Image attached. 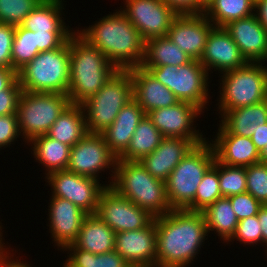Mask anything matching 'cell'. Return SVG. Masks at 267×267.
<instances>
[{
	"label": "cell",
	"mask_w": 267,
	"mask_h": 267,
	"mask_svg": "<svg viewBox=\"0 0 267 267\" xmlns=\"http://www.w3.org/2000/svg\"><path fill=\"white\" fill-rule=\"evenodd\" d=\"M122 11L146 42L167 35L177 14L163 0H126Z\"/></svg>",
	"instance_id": "obj_14"
},
{
	"label": "cell",
	"mask_w": 267,
	"mask_h": 267,
	"mask_svg": "<svg viewBox=\"0 0 267 267\" xmlns=\"http://www.w3.org/2000/svg\"><path fill=\"white\" fill-rule=\"evenodd\" d=\"M0 230H1V226H0ZM1 233H2V232H0V251H2L3 249H5V248H3V247H4V246L2 245L3 243L1 242V241H2Z\"/></svg>",
	"instance_id": "obj_53"
},
{
	"label": "cell",
	"mask_w": 267,
	"mask_h": 267,
	"mask_svg": "<svg viewBox=\"0 0 267 267\" xmlns=\"http://www.w3.org/2000/svg\"><path fill=\"white\" fill-rule=\"evenodd\" d=\"M190 61H192L191 57L167 36L151 38L145 42V57L142 67L183 66Z\"/></svg>",
	"instance_id": "obj_29"
},
{
	"label": "cell",
	"mask_w": 267,
	"mask_h": 267,
	"mask_svg": "<svg viewBox=\"0 0 267 267\" xmlns=\"http://www.w3.org/2000/svg\"><path fill=\"white\" fill-rule=\"evenodd\" d=\"M199 61L207 72L212 67L222 73L248 63L224 27H214L211 30Z\"/></svg>",
	"instance_id": "obj_18"
},
{
	"label": "cell",
	"mask_w": 267,
	"mask_h": 267,
	"mask_svg": "<svg viewBox=\"0 0 267 267\" xmlns=\"http://www.w3.org/2000/svg\"><path fill=\"white\" fill-rule=\"evenodd\" d=\"M214 27L204 14L177 15L166 36L192 60H200Z\"/></svg>",
	"instance_id": "obj_17"
},
{
	"label": "cell",
	"mask_w": 267,
	"mask_h": 267,
	"mask_svg": "<svg viewBox=\"0 0 267 267\" xmlns=\"http://www.w3.org/2000/svg\"><path fill=\"white\" fill-rule=\"evenodd\" d=\"M255 10L259 12L255 13L258 21L267 31V0H255Z\"/></svg>",
	"instance_id": "obj_49"
},
{
	"label": "cell",
	"mask_w": 267,
	"mask_h": 267,
	"mask_svg": "<svg viewBox=\"0 0 267 267\" xmlns=\"http://www.w3.org/2000/svg\"><path fill=\"white\" fill-rule=\"evenodd\" d=\"M250 138L260 153L267 144V123L259 125Z\"/></svg>",
	"instance_id": "obj_48"
},
{
	"label": "cell",
	"mask_w": 267,
	"mask_h": 267,
	"mask_svg": "<svg viewBox=\"0 0 267 267\" xmlns=\"http://www.w3.org/2000/svg\"><path fill=\"white\" fill-rule=\"evenodd\" d=\"M7 254L8 253L7 251H5V249L0 251V267H30L26 263L19 262V260H17L16 262L14 260H8L9 256Z\"/></svg>",
	"instance_id": "obj_51"
},
{
	"label": "cell",
	"mask_w": 267,
	"mask_h": 267,
	"mask_svg": "<svg viewBox=\"0 0 267 267\" xmlns=\"http://www.w3.org/2000/svg\"><path fill=\"white\" fill-rule=\"evenodd\" d=\"M177 15L203 14L205 5L200 0H163Z\"/></svg>",
	"instance_id": "obj_46"
},
{
	"label": "cell",
	"mask_w": 267,
	"mask_h": 267,
	"mask_svg": "<svg viewBox=\"0 0 267 267\" xmlns=\"http://www.w3.org/2000/svg\"><path fill=\"white\" fill-rule=\"evenodd\" d=\"M22 91L67 94L70 38L61 47L42 51L17 72Z\"/></svg>",
	"instance_id": "obj_5"
},
{
	"label": "cell",
	"mask_w": 267,
	"mask_h": 267,
	"mask_svg": "<svg viewBox=\"0 0 267 267\" xmlns=\"http://www.w3.org/2000/svg\"><path fill=\"white\" fill-rule=\"evenodd\" d=\"M205 6L211 1V0H200Z\"/></svg>",
	"instance_id": "obj_54"
},
{
	"label": "cell",
	"mask_w": 267,
	"mask_h": 267,
	"mask_svg": "<svg viewBox=\"0 0 267 267\" xmlns=\"http://www.w3.org/2000/svg\"><path fill=\"white\" fill-rule=\"evenodd\" d=\"M112 177L114 179L112 178L109 186L154 218L172 210L167 200L165 182L150 175L139 161H123L117 158Z\"/></svg>",
	"instance_id": "obj_4"
},
{
	"label": "cell",
	"mask_w": 267,
	"mask_h": 267,
	"mask_svg": "<svg viewBox=\"0 0 267 267\" xmlns=\"http://www.w3.org/2000/svg\"><path fill=\"white\" fill-rule=\"evenodd\" d=\"M64 249L73 252L64 267H132L115 250L109 253L94 254L78 249L74 244L68 245Z\"/></svg>",
	"instance_id": "obj_34"
},
{
	"label": "cell",
	"mask_w": 267,
	"mask_h": 267,
	"mask_svg": "<svg viewBox=\"0 0 267 267\" xmlns=\"http://www.w3.org/2000/svg\"><path fill=\"white\" fill-rule=\"evenodd\" d=\"M204 219L207 224L208 232L216 231L222 240L229 242L232 238L239 220L231 206L228 197L217 199L214 203L207 206L203 211Z\"/></svg>",
	"instance_id": "obj_33"
},
{
	"label": "cell",
	"mask_w": 267,
	"mask_h": 267,
	"mask_svg": "<svg viewBox=\"0 0 267 267\" xmlns=\"http://www.w3.org/2000/svg\"><path fill=\"white\" fill-rule=\"evenodd\" d=\"M220 91L221 113L266 100L267 67L248 62L243 67L225 72Z\"/></svg>",
	"instance_id": "obj_8"
},
{
	"label": "cell",
	"mask_w": 267,
	"mask_h": 267,
	"mask_svg": "<svg viewBox=\"0 0 267 267\" xmlns=\"http://www.w3.org/2000/svg\"><path fill=\"white\" fill-rule=\"evenodd\" d=\"M118 69L78 33L70 37V79L67 96L82 105L95 95Z\"/></svg>",
	"instance_id": "obj_3"
},
{
	"label": "cell",
	"mask_w": 267,
	"mask_h": 267,
	"mask_svg": "<svg viewBox=\"0 0 267 267\" xmlns=\"http://www.w3.org/2000/svg\"><path fill=\"white\" fill-rule=\"evenodd\" d=\"M213 150L215 159L227 166L247 167L260 162V153L250 137L230 134L220 123Z\"/></svg>",
	"instance_id": "obj_23"
},
{
	"label": "cell",
	"mask_w": 267,
	"mask_h": 267,
	"mask_svg": "<svg viewBox=\"0 0 267 267\" xmlns=\"http://www.w3.org/2000/svg\"><path fill=\"white\" fill-rule=\"evenodd\" d=\"M221 116V125L230 134L251 137L259 125L267 123V100L225 111Z\"/></svg>",
	"instance_id": "obj_26"
},
{
	"label": "cell",
	"mask_w": 267,
	"mask_h": 267,
	"mask_svg": "<svg viewBox=\"0 0 267 267\" xmlns=\"http://www.w3.org/2000/svg\"><path fill=\"white\" fill-rule=\"evenodd\" d=\"M33 143V152L36 160L46 166L47 174L66 170L69 164L71 146H68L60 141L54 140L45 135L37 136L31 141Z\"/></svg>",
	"instance_id": "obj_31"
},
{
	"label": "cell",
	"mask_w": 267,
	"mask_h": 267,
	"mask_svg": "<svg viewBox=\"0 0 267 267\" xmlns=\"http://www.w3.org/2000/svg\"><path fill=\"white\" fill-rule=\"evenodd\" d=\"M162 139V134L146 115L136 127L126 151L118 159L140 161L143 157L151 154Z\"/></svg>",
	"instance_id": "obj_30"
},
{
	"label": "cell",
	"mask_w": 267,
	"mask_h": 267,
	"mask_svg": "<svg viewBox=\"0 0 267 267\" xmlns=\"http://www.w3.org/2000/svg\"><path fill=\"white\" fill-rule=\"evenodd\" d=\"M18 79L13 68L0 66V91L10 87Z\"/></svg>",
	"instance_id": "obj_47"
},
{
	"label": "cell",
	"mask_w": 267,
	"mask_h": 267,
	"mask_svg": "<svg viewBox=\"0 0 267 267\" xmlns=\"http://www.w3.org/2000/svg\"><path fill=\"white\" fill-rule=\"evenodd\" d=\"M143 68L170 89L180 102H188L201 110L205 107L208 101V72L199 60H192L183 66Z\"/></svg>",
	"instance_id": "obj_10"
},
{
	"label": "cell",
	"mask_w": 267,
	"mask_h": 267,
	"mask_svg": "<svg viewBox=\"0 0 267 267\" xmlns=\"http://www.w3.org/2000/svg\"><path fill=\"white\" fill-rule=\"evenodd\" d=\"M235 238L237 241L248 244L262 242V231L257 215L239 220L236 230L229 241Z\"/></svg>",
	"instance_id": "obj_40"
},
{
	"label": "cell",
	"mask_w": 267,
	"mask_h": 267,
	"mask_svg": "<svg viewBox=\"0 0 267 267\" xmlns=\"http://www.w3.org/2000/svg\"><path fill=\"white\" fill-rule=\"evenodd\" d=\"M194 146L195 144L189 139L163 137L159 146L139 162L150 175L165 182Z\"/></svg>",
	"instance_id": "obj_22"
},
{
	"label": "cell",
	"mask_w": 267,
	"mask_h": 267,
	"mask_svg": "<svg viewBox=\"0 0 267 267\" xmlns=\"http://www.w3.org/2000/svg\"><path fill=\"white\" fill-rule=\"evenodd\" d=\"M77 33L98 48L118 70L142 66L145 41L122 10Z\"/></svg>",
	"instance_id": "obj_2"
},
{
	"label": "cell",
	"mask_w": 267,
	"mask_h": 267,
	"mask_svg": "<svg viewBox=\"0 0 267 267\" xmlns=\"http://www.w3.org/2000/svg\"><path fill=\"white\" fill-rule=\"evenodd\" d=\"M222 198L218 179V161L215 159L213 165L203 175L198 185L195 199L186 208L190 211H203L207 206Z\"/></svg>",
	"instance_id": "obj_36"
},
{
	"label": "cell",
	"mask_w": 267,
	"mask_h": 267,
	"mask_svg": "<svg viewBox=\"0 0 267 267\" xmlns=\"http://www.w3.org/2000/svg\"><path fill=\"white\" fill-rule=\"evenodd\" d=\"M260 162L267 163V144L260 152Z\"/></svg>",
	"instance_id": "obj_52"
},
{
	"label": "cell",
	"mask_w": 267,
	"mask_h": 267,
	"mask_svg": "<svg viewBox=\"0 0 267 267\" xmlns=\"http://www.w3.org/2000/svg\"><path fill=\"white\" fill-rule=\"evenodd\" d=\"M61 4L62 0H42L28 14L21 26L32 32L70 33L60 17L63 7Z\"/></svg>",
	"instance_id": "obj_28"
},
{
	"label": "cell",
	"mask_w": 267,
	"mask_h": 267,
	"mask_svg": "<svg viewBox=\"0 0 267 267\" xmlns=\"http://www.w3.org/2000/svg\"><path fill=\"white\" fill-rule=\"evenodd\" d=\"M156 230V267L188 266L208 233L203 213L187 209L156 217Z\"/></svg>",
	"instance_id": "obj_1"
},
{
	"label": "cell",
	"mask_w": 267,
	"mask_h": 267,
	"mask_svg": "<svg viewBox=\"0 0 267 267\" xmlns=\"http://www.w3.org/2000/svg\"><path fill=\"white\" fill-rule=\"evenodd\" d=\"M95 215L115 233L146 228L155 219L108 185L100 193Z\"/></svg>",
	"instance_id": "obj_11"
},
{
	"label": "cell",
	"mask_w": 267,
	"mask_h": 267,
	"mask_svg": "<svg viewBox=\"0 0 267 267\" xmlns=\"http://www.w3.org/2000/svg\"><path fill=\"white\" fill-rule=\"evenodd\" d=\"M19 125L17 114H7L0 116V148L10 145L19 137Z\"/></svg>",
	"instance_id": "obj_44"
},
{
	"label": "cell",
	"mask_w": 267,
	"mask_h": 267,
	"mask_svg": "<svg viewBox=\"0 0 267 267\" xmlns=\"http://www.w3.org/2000/svg\"><path fill=\"white\" fill-rule=\"evenodd\" d=\"M262 231V242L267 246V205H262L257 214ZM267 251V250H266Z\"/></svg>",
	"instance_id": "obj_50"
},
{
	"label": "cell",
	"mask_w": 267,
	"mask_h": 267,
	"mask_svg": "<svg viewBox=\"0 0 267 267\" xmlns=\"http://www.w3.org/2000/svg\"><path fill=\"white\" fill-rule=\"evenodd\" d=\"M50 203L49 220L52 238L64 249L76 241L88 214L67 199L52 196Z\"/></svg>",
	"instance_id": "obj_20"
},
{
	"label": "cell",
	"mask_w": 267,
	"mask_h": 267,
	"mask_svg": "<svg viewBox=\"0 0 267 267\" xmlns=\"http://www.w3.org/2000/svg\"><path fill=\"white\" fill-rule=\"evenodd\" d=\"M21 93L22 87L18 79L7 89L0 91V116L16 114Z\"/></svg>",
	"instance_id": "obj_42"
},
{
	"label": "cell",
	"mask_w": 267,
	"mask_h": 267,
	"mask_svg": "<svg viewBox=\"0 0 267 267\" xmlns=\"http://www.w3.org/2000/svg\"><path fill=\"white\" fill-rule=\"evenodd\" d=\"M84 114L81 105L70 103L46 135L73 147L88 133Z\"/></svg>",
	"instance_id": "obj_27"
},
{
	"label": "cell",
	"mask_w": 267,
	"mask_h": 267,
	"mask_svg": "<svg viewBox=\"0 0 267 267\" xmlns=\"http://www.w3.org/2000/svg\"><path fill=\"white\" fill-rule=\"evenodd\" d=\"M114 250L132 267H156V218L146 228L116 233Z\"/></svg>",
	"instance_id": "obj_16"
},
{
	"label": "cell",
	"mask_w": 267,
	"mask_h": 267,
	"mask_svg": "<svg viewBox=\"0 0 267 267\" xmlns=\"http://www.w3.org/2000/svg\"><path fill=\"white\" fill-rule=\"evenodd\" d=\"M238 220L258 214L262 204L250 193L244 192L228 197Z\"/></svg>",
	"instance_id": "obj_41"
},
{
	"label": "cell",
	"mask_w": 267,
	"mask_h": 267,
	"mask_svg": "<svg viewBox=\"0 0 267 267\" xmlns=\"http://www.w3.org/2000/svg\"><path fill=\"white\" fill-rule=\"evenodd\" d=\"M42 0H0V23L18 26Z\"/></svg>",
	"instance_id": "obj_38"
},
{
	"label": "cell",
	"mask_w": 267,
	"mask_h": 267,
	"mask_svg": "<svg viewBox=\"0 0 267 267\" xmlns=\"http://www.w3.org/2000/svg\"><path fill=\"white\" fill-rule=\"evenodd\" d=\"M15 26L0 23V66L12 68V43Z\"/></svg>",
	"instance_id": "obj_43"
},
{
	"label": "cell",
	"mask_w": 267,
	"mask_h": 267,
	"mask_svg": "<svg viewBox=\"0 0 267 267\" xmlns=\"http://www.w3.org/2000/svg\"><path fill=\"white\" fill-rule=\"evenodd\" d=\"M116 233L95 214H88L73 243L78 249L94 254L114 251Z\"/></svg>",
	"instance_id": "obj_25"
},
{
	"label": "cell",
	"mask_w": 267,
	"mask_h": 267,
	"mask_svg": "<svg viewBox=\"0 0 267 267\" xmlns=\"http://www.w3.org/2000/svg\"><path fill=\"white\" fill-rule=\"evenodd\" d=\"M247 193L262 205H267V163H256L246 167Z\"/></svg>",
	"instance_id": "obj_39"
},
{
	"label": "cell",
	"mask_w": 267,
	"mask_h": 267,
	"mask_svg": "<svg viewBox=\"0 0 267 267\" xmlns=\"http://www.w3.org/2000/svg\"><path fill=\"white\" fill-rule=\"evenodd\" d=\"M133 98L129 70H117L103 87L81 106L85 113L88 133H102Z\"/></svg>",
	"instance_id": "obj_7"
},
{
	"label": "cell",
	"mask_w": 267,
	"mask_h": 267,
	"mask_svg": "<svg viewBox=\"0 0 267 267\" xmlns=\"http://www.w3.org/2000/svg\"><path fill=\"white\" fill-rule=\"evenodd\" d=\"M69 104L67 94L22 91L16 114L26 141L45 135Z\"/></svg>",
	"instance_id": "obj_9"
},
{
	"label": "cell",
	"mask_w": 267,
	"mask_h": 267,
	"mask_svg": "<svg viewBox=\"0 0 267 267\" xmlns=\"http://www.w3.org/2000/svg\"><path fill=\"white\" fill-rule=\"evenodd\" d=\"M46 175L47 182L54 190L52 196L69 200L87 214L96 213L100 193L106 187L101 186L99 180L78 175L67 169Z\"/></svg>",
	"instance_id": "obj_12"
},
{
	"label": "cell",
	"mask_w": 267,
	"mask_h": 267,
	"mask_svg": "<svg viewBox=\"0 0 267 267\" xmlns=\"http://www.w3.org/2000/svg\"><path fill=\"white\" fill-rule=\"evenodd\" d=\"M132 77V94L146 115L153 110L180 102L175 94L142 66L128 69Z\"/></svg>",
	"instance_id": "obj_21"
},
{
	"label": "cell",
	"mask_w": 267,
	"mask_h": 267,
	"mask_svg": "<svg viewBox=\"0 0 267 267\" xmlns=\"http://www.w3.org/2000/svg\"><path fill=\"white\" fill-rule=\"evenodd\" d=\"M254 9L255 0H211L203 14L215 27H224L232 21L252 16Z\"/></svg>",
	"instance_id": "obj_32"
},
{
	"label": "cell",
	"mask_w": 267,
	"mask_h": 267,
	"mask_svg": "<svg viewBox=\"0 0 267 267\" xmlns=\"http://www.w3.org/2000/svg\"><path fill=\"white\" fill-rule=\"evenodd\" d=\"M39 53L36 45V34L21 25L15 26L11 50L12 68L18 72Z\"/></svg>",
	"instance_id": "obj_35"
},
{
	"label": "cell",
	"mask_w": 267,
	"mask_h": 267,
	"mask_svg": "<svg viewBox=\"0 0 267 267\" xmlns=\"http://www.w3.org/2000/svg\"><path fill=\"white\" fill-rule=\"evenodd\" d=\"M116 162L117 157L109 149L104 137L98 133H87L71 147L67 170L97 180V174L102 169L113 167L114 171L111 172L115 173Z\"/></svg>",
	"instance_id": "obj_13"
},
{
	"label": "cell",
	"mask_w": 267,
	"mask_h": 267,
	"mask_svg": "<svg viewBox=\"0 0 267 267\" xmlns=\"http://www.w3.org/2000/svg\"><path fill=\"white\" fill-rule=\"evenodd\" d=\"M203 110L188 102L150 111L147 116L163 137H179L191 140L195 145L205 142L199 131L192 129L194 119ZM192 126V127H191Z\"/></svg>",
	"instance_id": "obj_15"
},
{
	"label": "cell",
	"mask_w": 267,
	"mask_h": 267,
	"mask_svg": "<svg viewBox=\"0 0 267 267\" xmlns=\"http://www.w3.org/2000/svg\"><path fill=\"white\" fill-rule=\"evenodd\" d=\"M224 28L248 62L267 61V31L255 14L232 21Z\"/></svg>",
	"instance_id": "obj_19"
},
{
	"label": "cell",
	"mask_w": 267,
	"mask_h": 267,
	"mask_svg": "<svg viewBox=\"0 0 267 267\" xmlns=\"http://www.w3.org/2000/svg\"><path fill=\"white\" fill-rule=\"evenodd\" d=\"M218 179L222 197L247 192L246 167L227 166L218 162Z\"/></svg>",
	"instance_id": "obj_37"
},
{
	"label": "cell",
	"mask_w": 267,
	"mask_h": 267,
	"mask_svg": "<svg viewBox=\"0 0 267 267\" xmlns=\"http://www.w3.org/2000/svg\"><path fill=\"white\" fill-rule=\"evenodd\" d=\"M214 161L213 146L207 141L195 145L180 161L165 181L166 196L171 209H186L193 202L203 175Z\"/></svg>",
	"instance_id": "obj_6"
},
{
	"label": "cell",
	"mask_w": 267,
	"mask_h": 267,
	"mask_svg": "<svg viewBox=\"0 0 267 267\" xmlns=\"http://www.w3.org/2000/svg\"><path fill=\"white\" fill-rule=\"evenodd\" d=\"M145 116L141 106L132 98L120 110L115 121L100 133L117 158L126 151L136 127Z\"/></svg>",
	"instance_id": "obj_24"
},
{
	"label": "cell",
	"mask_w": 267,
	"mask_h": 267,
	"mask_svg": "<svg viewBox=\"0 0 267 267\" xmlns=\"http://www.w3.org/2000/svg\"><path fill=\"white\" fill-rule=\"evenodd\" d=\"M36 34V45L39 52L49 51L61 47L74 34L53 33V32H34Z\"/></svg>",
	"instance_id": "obj_45"
}]
</instances>
